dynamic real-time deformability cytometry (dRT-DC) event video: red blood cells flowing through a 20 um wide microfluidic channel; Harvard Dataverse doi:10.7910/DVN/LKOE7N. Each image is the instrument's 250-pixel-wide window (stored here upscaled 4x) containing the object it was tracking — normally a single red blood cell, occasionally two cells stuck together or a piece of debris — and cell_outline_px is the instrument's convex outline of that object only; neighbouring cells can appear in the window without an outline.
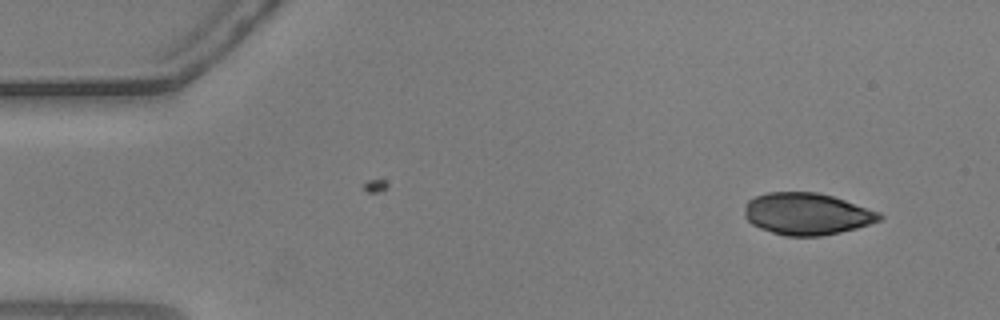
{"species": "common noctule bat (a hibernating species)", "species_latin": "Nyctalus noctula", "temperature_condition": "warm", "stored_images_in_passage": 54, "camera_frame_rate_fps": 3000, "um_per_image_px": 0.085, "animal": {"sex": "male", "body_mass_g": 20.5, "forearm_length_mm": 52.5}, "frame": {"image": 1, "passage_image": 4, "time_ms": 1.0, "image_size_px": [1000, 320], "cell_outline_px": [[884, 216], [880, 220], [856, 228], [840, 232], [820, 236], [784, 236], [760, 228], [752, 224], [744, 216], [744, 204], [748, 200], [756, 196], [768, 192], [816, 192], [832, 196], [880, 212]], "centroid_in_image_um": [68.55, 18.18], "position_along_channel_um": 16.4, "area_um2": 32.89}}
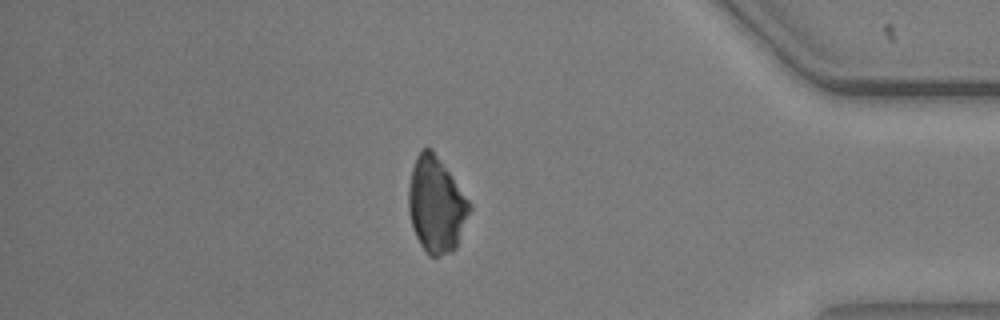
{"frame": {"image": 2, "passage_image": 46, "time_ms": 15.0, "image_size_px": [1000, 320], "cell_outline_px": [[472, 208], [456, 248], [452, 252], [436, 256], [428, 256], [420, 244], [412, 228], [408, 212], [408, 188], [412, 168], [416, 156], [424, 148], [432, 148], [472, 204]], "centroid_in_image_um": [37.07, 17.42], "position_along_channel_um": 398.1, "area_um2": 34.16}}